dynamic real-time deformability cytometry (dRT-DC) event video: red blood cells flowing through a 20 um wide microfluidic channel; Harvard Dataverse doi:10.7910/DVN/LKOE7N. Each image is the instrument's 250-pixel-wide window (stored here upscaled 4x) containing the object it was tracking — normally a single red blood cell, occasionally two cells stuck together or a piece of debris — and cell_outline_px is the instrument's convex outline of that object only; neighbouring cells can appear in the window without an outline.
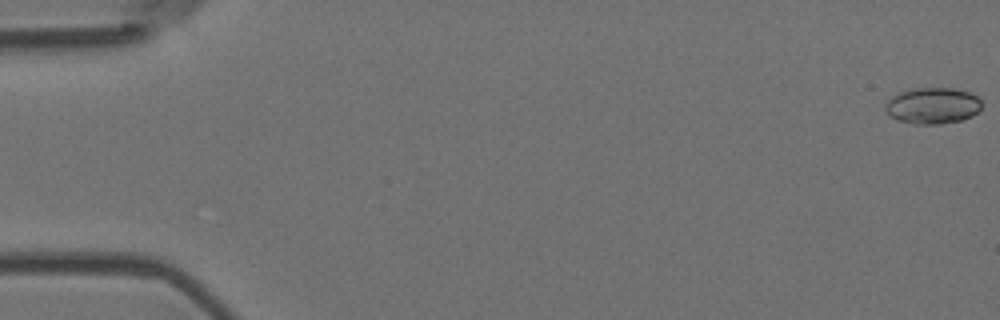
{"species": "Egyptian fruit bat (a non-hibernating species)", "species_latin": "Rousettus aegyptiacus", "temperature_condition": "room temperature", "stored_images_in_passage": 56, "camera_frame_rate_fps": 3000, "um_per_image_px": 0.085, "animal": {"sex": "female"}, "frame": {"image": 1, "passage_image": 1, "time_ms": 0.0, "image_size_px": [1000, 320], "cell_outline_px": [[980, 108], [972, 116], [960, 120], [940, 124], [912, 124], [896, 120], [884, 108], [884, 104], [892, 96], [900, 92], [916, 88], [952, 88], [968, 92], [976, 96], [980, 100]], "centroid_in_image_um": [79.24, 8.99], "position_along_channel_um": 5.8, "area_um2": 20.23}}
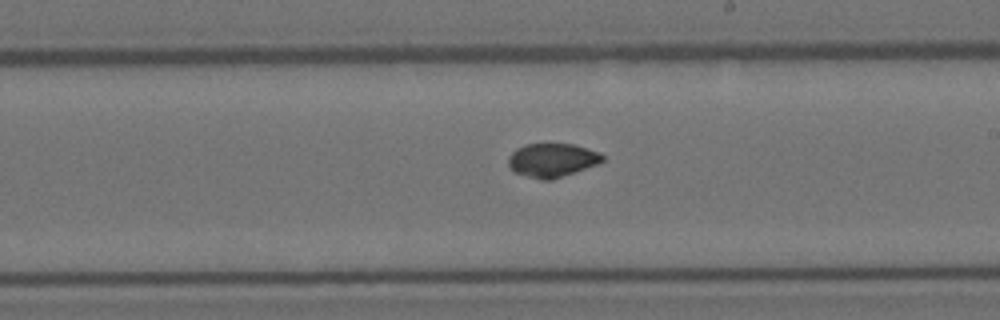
{"frame": {"image": 2, "passage_image": 33, "time_ms": 10.667, "image_size_px": [1000, 320], "cell_outline_px": [[604, 160], [600, 164], [552, 180], [540, 180], [516, 172], [508, 168], [508, 156], [516, 148], [524, 144], [572, 144], [600, 152], [604, 156]], "centroid_in_image_um": [46.94, 13.62], "position_along_channel_um": 242.1, "area_um2": 18.73}}
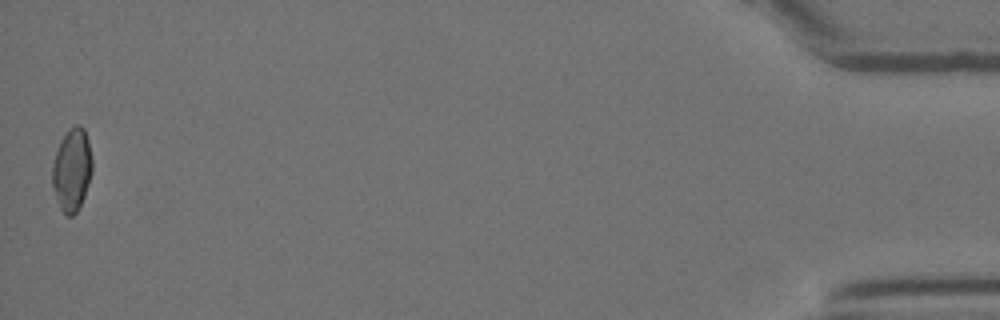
{"frame": {"image": 3, "passage_image": 56, "time_ms": 18.333, "image_size_px": [1000, 320], "cell_outline_px": [[92, 172], [84, 196], [76, 212], [72, 216], [68, 216], [60, 208], [52, 184], [52, 164], [60, 140], [76, 124], [80, 124], [84, 128], [88, 140], [92, 160]], "centroid_in_image_um": [6.12, 14.42], "position_along_channel_um": 429.1, "area_um2": 18.96}, "authors_computed_cell_mechanics": {"area_um2": 19.1318, "velocity_mm_per_s": 3.6567, "shape_relaxation_time_tau1_ms": null, "shape_relaxation_time_tau2_ms": 1.0868, "deformation_change_tau1": null, "deformation_change_tau2": 0.0308}}